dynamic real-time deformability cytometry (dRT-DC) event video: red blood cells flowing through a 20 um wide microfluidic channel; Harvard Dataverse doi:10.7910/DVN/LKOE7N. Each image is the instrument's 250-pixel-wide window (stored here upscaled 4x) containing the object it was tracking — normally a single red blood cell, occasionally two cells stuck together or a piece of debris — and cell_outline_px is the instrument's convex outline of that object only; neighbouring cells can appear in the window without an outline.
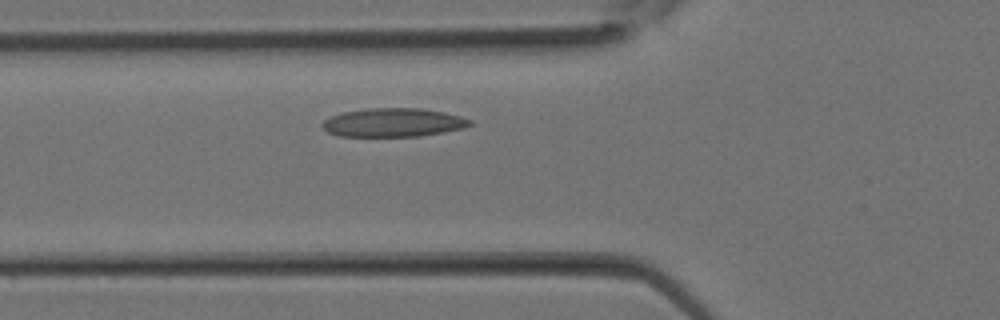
{"species": "Egyptian fruit bat (a non-hibernating species)", "species_latin": "Rousettus aegyptiacus", "temperature_condition": "room temperature", "stored_images_in_passage": 7, "camera_frame_rate_fps": 3000, "um_per_image_px": 0.085, "animal": {"sex": "female"}, "frame": {"image": 1, "passage_image": 3, "time_ms": 0.667, "image_size_px": [1000, 320], "cell_outline_px": [[472, 124], [464, 128], [416, 136], [340, 136], [328, 132], [320, 124], [324, 120], [332, 116], [344, 112], [368, 108], [420, 108], [444, 112], [460, 116], [472, 120]], "centroid_in_image_um": [33.42, 10.41], "position_along_channel_um": 92.4, "area_um2": 24.39}}
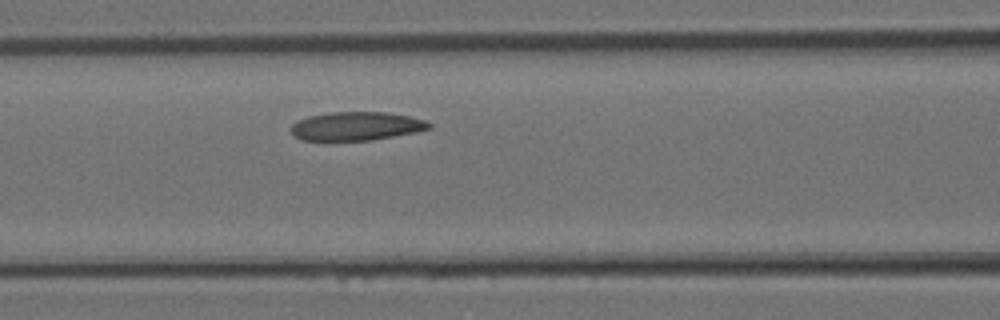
{"frame": {"image": 2, "passage_image": 5, "time_ms": 1.333, "image_size_px": [1000, 320], "cell_outline_px": [[432, 128], [416, 132], [372, 140], [300, 140], [292, 136], [292, 124], [296, 120], [308, 116], [332, 112], [388, 112], [408, 116], [424, 120], [432, 124]], "centroid_in_image_um": [30.27, 10.72], "position_along_channel_um": 136.3, "area_um2": 23.06}}
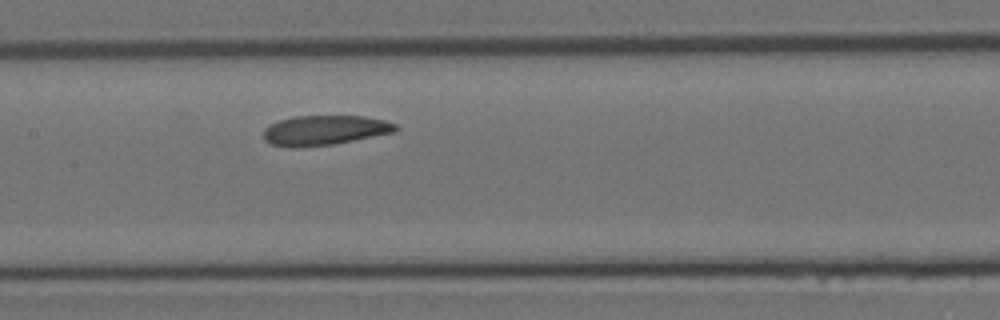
{"frame": {"image": 3, "passage_image": 7, "time_ms": 2.0, "image_size_px": [1000, 320], "cell_outline_px": [[400, 128], [396, 132], [332, 144], [292, 148], [288, 148], [272, 144], [264, 140], [264, 128], [268, 124], [280, 120], [296, 116], [364, 116], [384, 120], [396, 124]], "centroid_in_image_um": [27.59, 11.07], "position_along_channel_um": 179.8, "area_um2": 23.0}}